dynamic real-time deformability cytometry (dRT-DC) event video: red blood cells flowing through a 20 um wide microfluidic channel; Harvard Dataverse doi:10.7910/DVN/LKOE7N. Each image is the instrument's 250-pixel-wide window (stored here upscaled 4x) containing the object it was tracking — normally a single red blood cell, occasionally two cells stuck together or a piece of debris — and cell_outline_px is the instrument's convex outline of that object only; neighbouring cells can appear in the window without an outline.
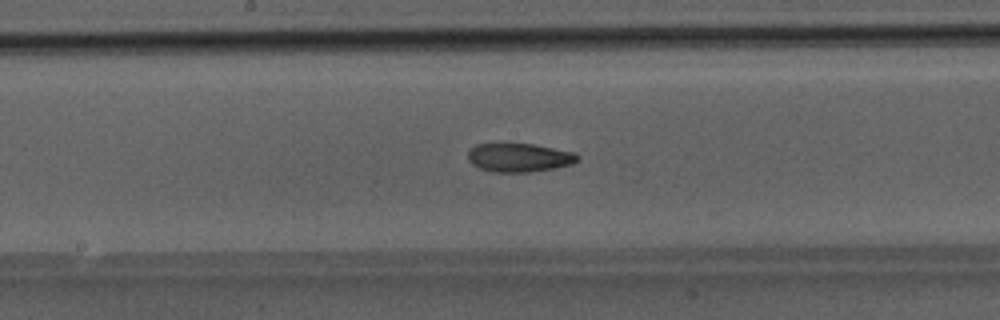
{"species": "Egyptian fruit bat (a non-hibernating species)", "species_latin": "Rousettus aegyptiacus", "temperature_condition": "room temperature", "stored_images_in_passage": 35, "camera_frame_rate_fps": 3000, "um_per_image_px": 0.085, "animal": {"sex": "male"}, "frame": {"image": 1, "passage_image": 13, "time_ms": 4.0, "image_size_px": [1000, 320], "cell_outline_px": [[580, 156], [572, 164], [552, 168], [528, 172], [492, 172], [480, 168], [472, 164], [468, 160], [468, 152], [476, 144], [504, 140], [532, 144], [576, 152]], "centroid_in_image_um": [44.07, 13.34], "position_along_channel_um": 204.1, "area_um2": 18.96}}
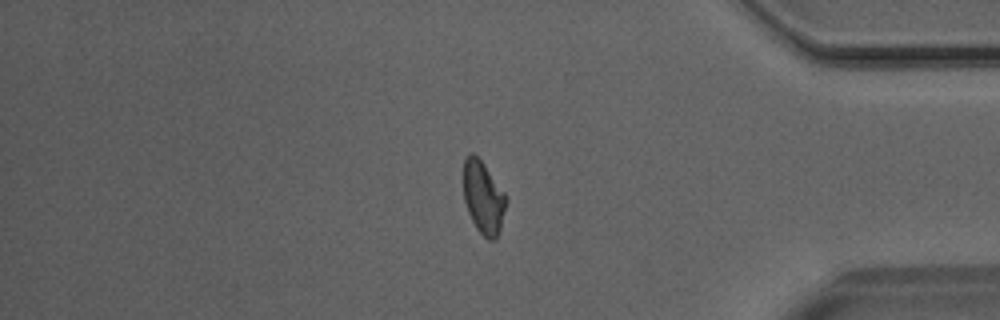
{"frame": {"image": 2, "passage_image": 28, "time_ms": 9.0, "image_size_px": [1000, 320], "cell_outline_px": [[508, 200], [500, 228], [496, 240], [488, 240], [476, 228], [468, 212], [464, 200], [464, 160], [472, 152], [484, 164], [504, 192]], "centroid_in_image_um": [41.09, 16.81], "position_along_channel_um": 394.1, "area_um2": 17.86}}
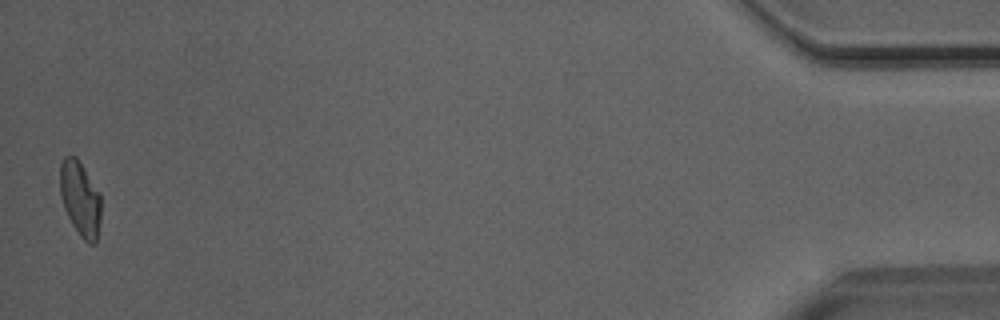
{"frame": {"image": 3, "passage_image": 35, "time_ms": 11.333, "image_size_px": [1000, 320], "cell_outline_px": [[100, 220], [96, 244], [88, 244], [80, 236], [72, 224], [64, 208], [60, 196], [60, 164], [64, 156], [76, 156], [100, 192]], "centroid_in_image_um": [6.82, 16.89], "position_along_channel_um": 428.4, "area_um2": 17.98}}